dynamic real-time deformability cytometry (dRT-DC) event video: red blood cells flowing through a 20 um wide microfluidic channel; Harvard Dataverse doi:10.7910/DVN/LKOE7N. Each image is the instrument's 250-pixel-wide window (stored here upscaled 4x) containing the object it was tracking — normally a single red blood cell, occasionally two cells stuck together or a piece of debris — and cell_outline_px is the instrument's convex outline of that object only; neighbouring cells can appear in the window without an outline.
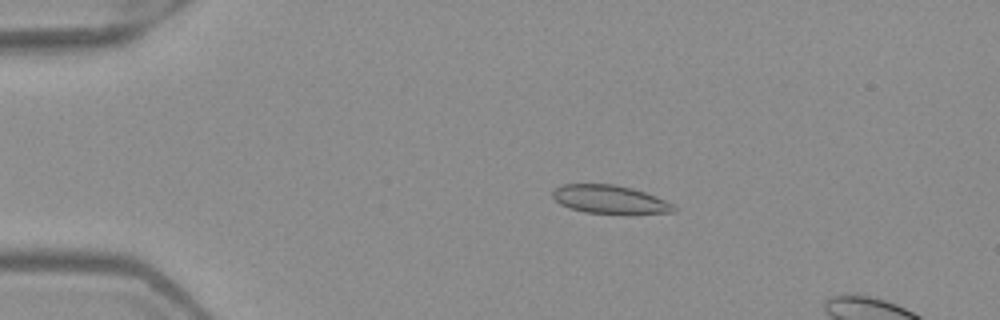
{"species": "Egyptian fruit bat (a non-hibernating species)", "species_latin": "Rousettus aegyptiacus", "temperature_condition": "warm", "stored_images_in_passage": 5, "camera_frame_rate_fps": 3000, "um_per_image_px": 0.085, "frame": {"image": 1, "passage_image": 3, "time_ms": 0.667, "image_size_px": [1000, 320], "cell_outline_px": [[676, 212], [584, 212], [568, 208], [560, 204], [552, 196], [552, 192], [560, 184], [612, 184], [632, 188], [656, 196], [676, 204]], "centroid_in_image_um": [51.81, 16.92], "position_along_channel_um": 33.2, "area_um2": 19.59}}